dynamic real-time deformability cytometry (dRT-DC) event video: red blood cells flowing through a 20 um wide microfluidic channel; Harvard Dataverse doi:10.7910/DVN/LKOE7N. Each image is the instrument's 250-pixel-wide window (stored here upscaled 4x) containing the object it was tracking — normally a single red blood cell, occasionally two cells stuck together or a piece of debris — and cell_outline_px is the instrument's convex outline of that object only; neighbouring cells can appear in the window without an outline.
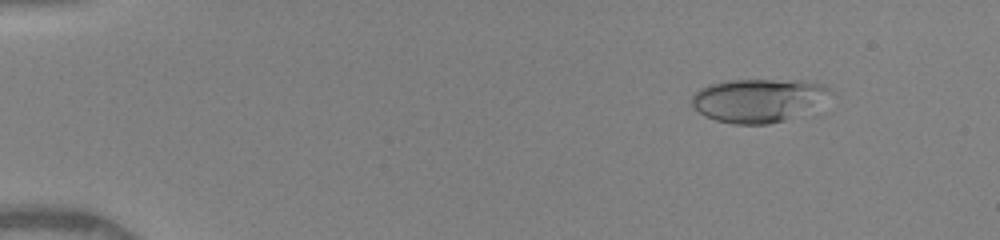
{"species": "human", "species_latin": "Homo sapiens", "temperature_condition": "warm", "stored_images_in_passage": 49, "camera_frame_rate_fps": 3000, "um_per_image_px": 0.085, "donor": {"sex": "female"}, "frame": {"image": 1, "passage_image": 6, "time_ms": 1.667, "image_size_px": [1000, 240], "cell_outline_px": [[832, 92], [784, 120], [768, 124], [732, 124], [716, 120], [704, 116], [692, 108], [688, 104], [692, 96], [700, 88], [708, 84], [728, 80], [800, 80], [824, 84]], "centroid_in_image_um": [64.26, 8.5], "position_along_channel_um": 20.7, "area_um2": 34.28}}
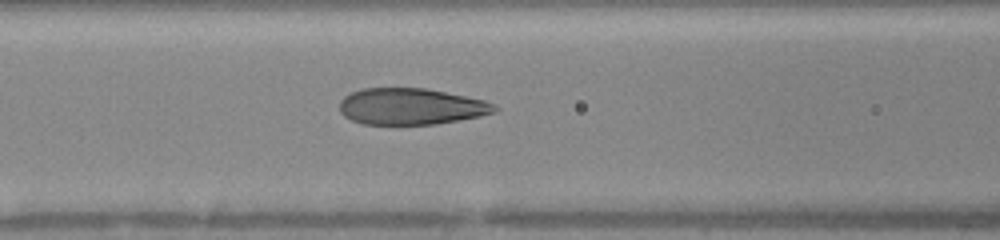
{"frame": {"image": 2, "passage_image": 22, "time_ms": 7.0, "image_size_px": [1000, 240], "cell_outline_px": [[500, 108], [496, 112], [480, 116], [460, 120], [436, 124], [400, 128], [364, 124], [352, 120], [344, 116], [340, 112], [340, 100], [344, 96], [352, 92], [364, 88], [428, 88], [484, 100], [496, 104]], "centroid_in_image_um": [34.94, 9.09], "position_along_channel_um": 131.7, "area_um2": 34.1}}
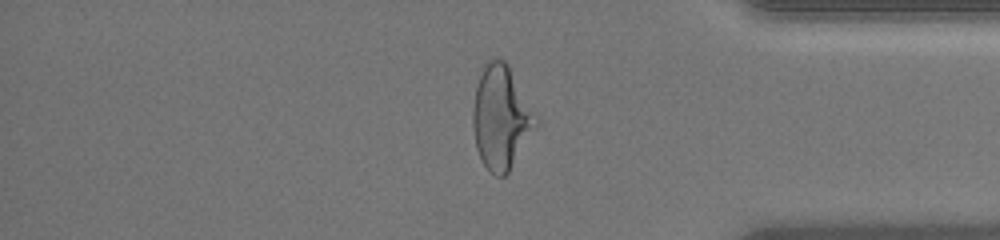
{"frame": {"image": 3, "passage_image": 42, "time_ms": 13.667, "image_size_px": [1000, 240], "cell_outline_px": [[540, 124], [508, 172], [504, 176], [496, 176], [484, 164], [476, 148], [472, 124], [472, 112], [476, 88], [480, 76], [488, 60], [504, 60], [508, 64], [540, 116]], "centroid_in_image_um": [42.66, 9.99], "position_along_channel_um": 392.5, "area_um2": 38.38}, "authors_computed_cell_mechanics": {"area_um2": 34.2754, "velocity_mm_per_s": 4.1224, "shape_relaxation_time_tau1_ms": 3.7452, "shape_relaxation_time_tau2_ms": null, "deformation_change_tau1": 0.2109, "deformation_change_tau2": null}}